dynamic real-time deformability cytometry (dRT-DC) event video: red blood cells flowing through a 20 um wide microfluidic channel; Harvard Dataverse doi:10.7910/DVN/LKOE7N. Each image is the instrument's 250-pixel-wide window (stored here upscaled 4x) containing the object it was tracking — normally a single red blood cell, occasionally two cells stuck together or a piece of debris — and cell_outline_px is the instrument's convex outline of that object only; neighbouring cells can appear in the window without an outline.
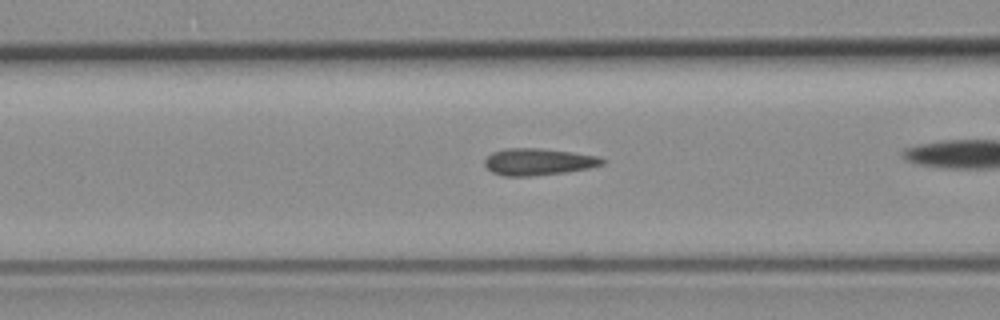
{"species": "common noctule bat (a hibernating species)", "species_latin": "Nyctalus noctula", "temperature_condition": "room temperature", "stored_images_in_passage": 34, "camera_frame_rate_fps": 3000, "um_per_image_px": 0.085, "animal": {"sex": "female", "body_mass_g": 19.3, "forearm_length_mm": 54.1}, "frame": {"image": 1, "passage_image": 12, "time_ms": 3.667, "image_size_px": [1000, 320], "cell_outline_px": [[608, 160], [604, 164], [588, 168], [564, 172], [532, 176], [504, 176], [492, 172], [484, 164], [484, 160], [492, 152], [504, 148], [540, 148], [572, 152], [600, 156]], "centroid_in_image_um": [45.77, 13.74], "position_along_channel_um": 120.8, "area_um2": 18.5}}
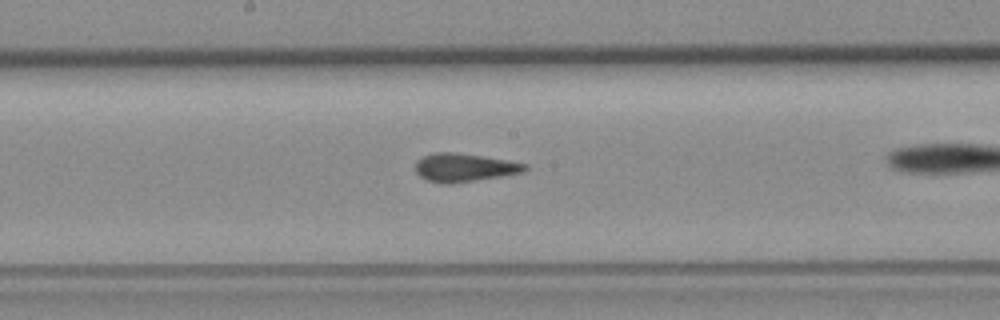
{"frame": {"image": 2, "passage_image": 19, "time_ms": 6.0, "image_size_px": [1000, 320], "cell_outline_px": [[528, 168], [524, 172], [452, 184], [444, 184], [428, 180], [420, 176], [416, 172], [416, 160], [424, 156], [436, 152], [456, 152], [528, 164]], "centroid_in_image_um": [39.44, 14.24], "position_along_channel_um": 208.8, "area_um2": 17.86}}
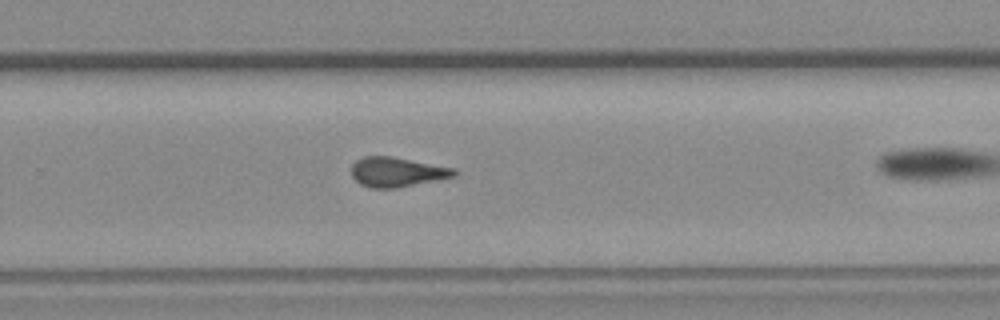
{"frame": {"image": 3, "passage_image": 26, "time_ms": 8.333, "image_size_px": [1000, 320], "cell_outline_px": [[456, 176], [440, 180], [396, 188], [372, 188], [360, 184], [352, 176], [352, 164], [356, 160], [364, 156], [388, 156], [456, 168]], "centroid_in_image_um": [33.76, 14.63], "position_along_channel_um": 296.0, "area_um2": 17.74}, "authors_computed_cell_mechanics": {"area_um2": 17.8024, "velocity_mm_per_s": 3.7676, "shape_relaxation_time_tau1_ms": null, "shape_relaxation_time_tau2_ms": 1.5149, "deformation_change_tau1": null, "deformation_change_tau2": 0.0761}}